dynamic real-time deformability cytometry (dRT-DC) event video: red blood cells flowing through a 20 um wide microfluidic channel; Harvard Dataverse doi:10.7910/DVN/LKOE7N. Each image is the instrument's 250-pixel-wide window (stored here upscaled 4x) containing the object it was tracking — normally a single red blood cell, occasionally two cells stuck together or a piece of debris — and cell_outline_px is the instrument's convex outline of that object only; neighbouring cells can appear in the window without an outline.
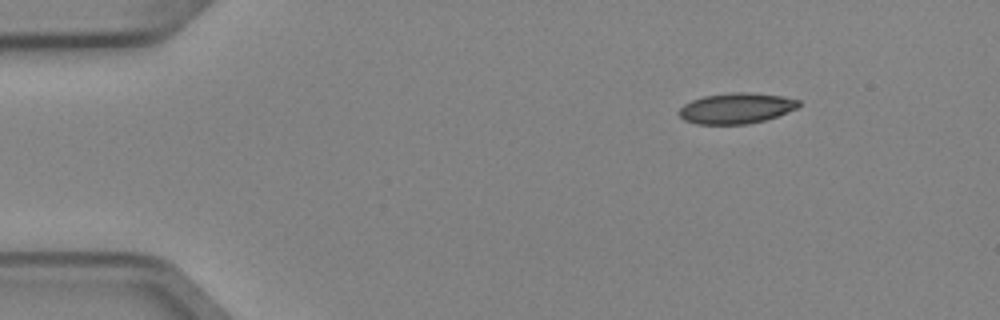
{"species": "Egyptian fruit bat (a non-hibernating species)", "species_latin": "Rousettus aegyptiacus", "temperature_condition": "cold", "stored_images_in_passage": 3, "camera_frame_rate_fps": 3000, "um_per_image_px": 0.085, "animal": {"sex": "female"}, "frame": {"image": 1, "passage_image": 1, "time_ms": 0.0, "image_size_px": [1000, 320], "cell_outline_px": [[800, 104], [796, 108], [776, 116], [764, 120], [748, 124], [696, 124], [684, 120], [680, 116], [680, 108], [684, 104], [692, 100], [704, 96], [728, 92], [748, 92], [780, 96], [800, 100]], "centroid_in_image_um": [62.56, 9.2], "position_along_channel_um": 22.4, "area_um2": 21.21}}